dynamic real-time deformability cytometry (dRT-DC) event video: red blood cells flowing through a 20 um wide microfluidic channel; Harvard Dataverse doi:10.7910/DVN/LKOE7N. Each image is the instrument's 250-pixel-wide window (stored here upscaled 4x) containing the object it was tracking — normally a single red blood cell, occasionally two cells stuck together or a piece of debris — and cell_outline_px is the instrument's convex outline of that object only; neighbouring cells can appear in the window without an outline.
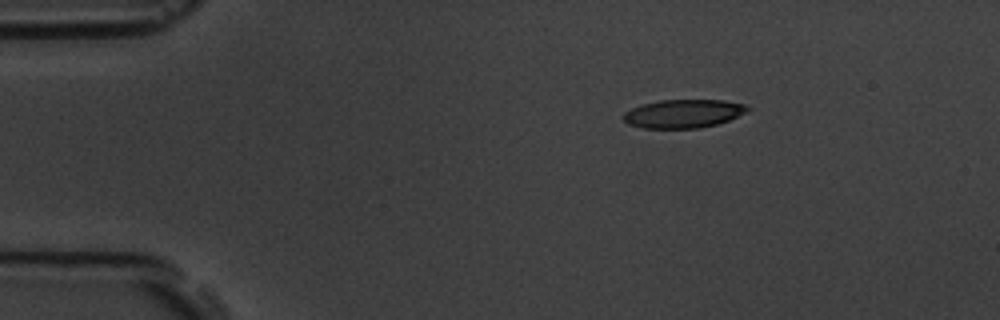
{"species": "common noctule bat (a hibernating species)", "species_latin": "Nyctalus noctula", "temperature_condition": "room temperature", "stored_images_in_passage": 3, "camera_frame_rate_fps": 3000, "um_per_image_px": 0.085, "animal": {"sex": "male", "body_mass_g": 19.5, "forearm_length_mm": 54.6}, "frame": {"image": 1, "passage_image": 1, "time_ms": 0.0, "image_size_px": [1000, 320], "cell_outline_px": [[752, 108], [728, 120], [716, 124], [700, 128], [644, 128], [628, 124], [620, 116], [624, 112], [632, 108], [644, 104], [660, 100], [724, 100], [744, 104]], "centroid_in_image_um": [58.05, 9.66], "position_along_channel_um": 26.9, "area_um2": 20.46}}